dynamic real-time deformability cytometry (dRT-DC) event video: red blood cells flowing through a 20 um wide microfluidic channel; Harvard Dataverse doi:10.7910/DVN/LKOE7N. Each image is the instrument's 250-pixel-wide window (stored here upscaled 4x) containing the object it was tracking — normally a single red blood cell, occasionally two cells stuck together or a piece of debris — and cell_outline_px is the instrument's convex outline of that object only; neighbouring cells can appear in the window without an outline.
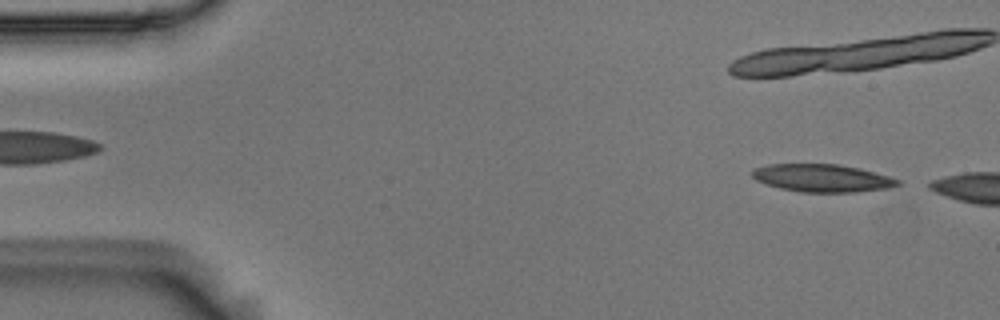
{"species": "Egyptian fruit bat (a non-hibernating species)", "species_latin": "Rousettus aegyptiacus", "temperature_condition": "room temperature", "stored_images_in_passage": 6, "camera_frame_rate_fps": 3000, "um_per_image_px": 0.085, "animal": {"sex": "male"}, "frame": {"image": 1, "passage_image": 2, "time_ms": 0.333, "image_size_px": [1000, 320], "cell_outline_px": [[904, 184], [888, 188], [856, 192], [800, 192], [780, 188], [756, 180], [752, 176], [752, 168], [768, 164], [840, 164], [860, 168], [888, 176], [900, 180]], "centroid_in_image_um": [69.91, 15.13], "position_along_channel_um": 15.1, "area_um2": 23.64}}